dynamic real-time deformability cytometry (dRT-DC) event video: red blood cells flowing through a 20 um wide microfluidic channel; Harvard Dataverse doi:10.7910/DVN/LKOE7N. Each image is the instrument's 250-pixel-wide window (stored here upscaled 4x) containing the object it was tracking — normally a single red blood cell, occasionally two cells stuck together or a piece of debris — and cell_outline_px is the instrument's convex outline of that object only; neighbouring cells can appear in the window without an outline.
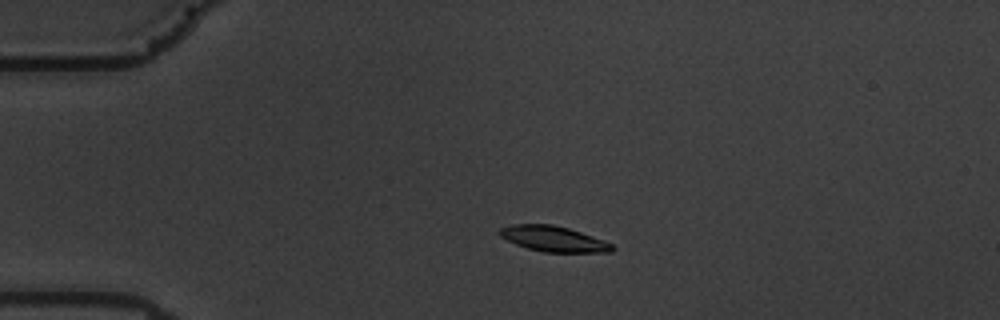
{"species": "common noctule bat (a hibernating species)", "species_latin": "Nyctalus noctula", "temperature_condition": "warm", "stored_images_in_passage": 46, "camera_frame_rate_fps": 3000, "um_per_image_px": 0.085, "animal": {"sex": "male", "body_mass_g": 19.5, "forearm_length_mm": 54.6}, "frame": {"image": 1, "passage_image": 1, "time_ms": 0.0, "image_size_px": [1000, 320], "cell_outline_px": [[616, 248], [612, 252], [544, 252], [528, 248], [516, 244], [500, 236], [496, 232], [500, 228], [512, 224], [552, 224], [568, 228], [604, 240], [612, 244]], "centroid_in_image_um": [47.04, 20.3], "position_along_channel_um": 38.0, "area_um2": 16.7}}
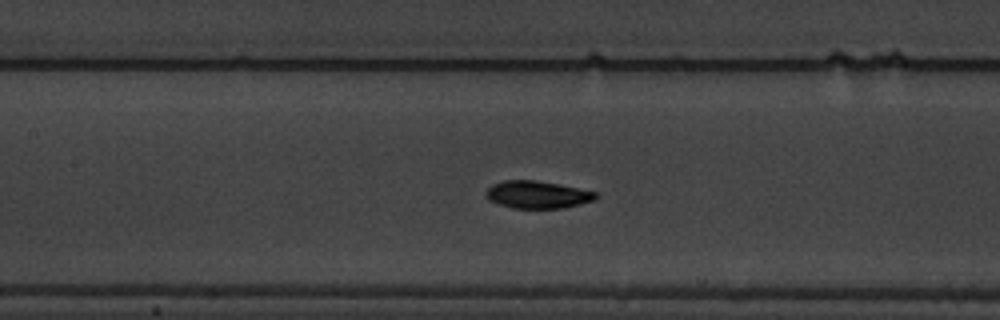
{"frame": {"image": 2, "passage_image": 15, "time_ms": 4.667, "image_size_px": [1000, 320], "cell_outline_px": [[600, 196], [596, 200], [580, 204], [560, 208], [512, 208], [488, 200], [484, 192], [492, 184], [504, 180], [536, 180], [560, 184], [596, 192]], "centroid_in_image_um": [45.68, 16.54], "position_along_channel_um": 161.7, "area_um2": 17.69}}
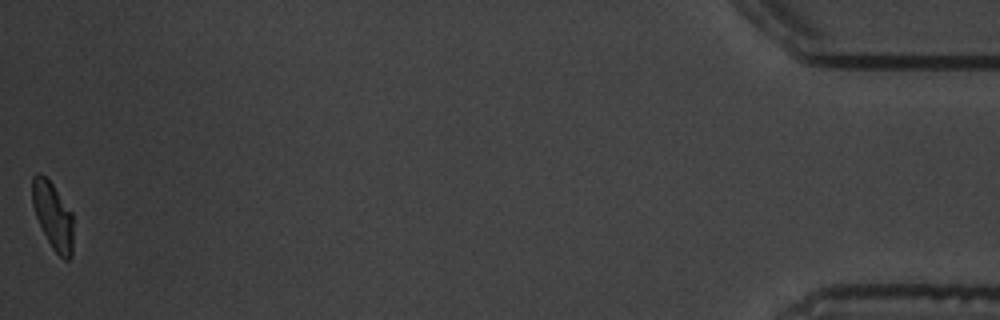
{"frame": {"image": 3, "passage_image": 46, "time_ms": 15.0, "image_size_px": [1000, 320], "cell_outline_px": [[72, 256], [68, 260], [64, 260], [52, 248], [36, 216], [32, 204], [32, 176], [36, 172], [40, 172], [52, 184], [72, 212]], "centroid_in_image_um": [4.49, 18.32], "position_along_channel_um": 430.7, "area_um2": 15.84}, "authors_computed_cell_mechanics": {"area_um2": 17.4845, "velocity_mm_per_s": 3.4926, "shape_relaxation_time_tau1_ms": 2.9163, "shape_relaxation_time_tau2_ms": 2.0655, "deformation_change_tau1": 0.1372, "deformation_change_tau2": 0.0511}}